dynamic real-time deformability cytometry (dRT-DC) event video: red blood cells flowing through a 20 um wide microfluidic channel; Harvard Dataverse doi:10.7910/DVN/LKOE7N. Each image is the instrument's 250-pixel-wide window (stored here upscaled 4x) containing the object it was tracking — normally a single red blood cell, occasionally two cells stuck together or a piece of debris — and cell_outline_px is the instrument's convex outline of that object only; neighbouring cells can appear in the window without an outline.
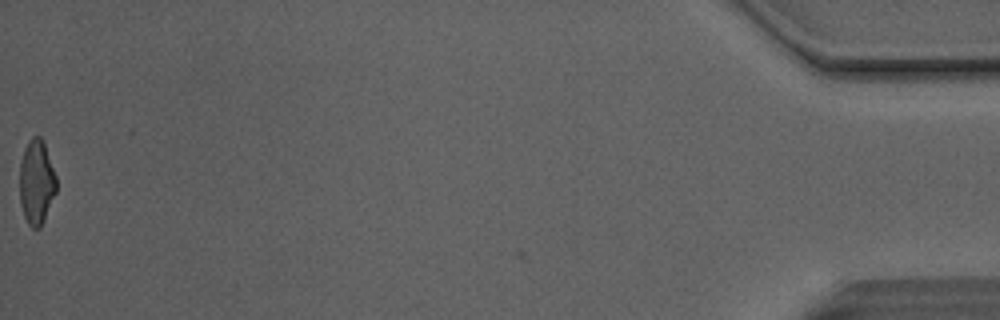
{"species": "Egyptian fruit bat (a non-hibernating species)", "species_latin": "Rousettus aegyptiacus", "temperature_condition": "room temperature", "stored_images_in_passage": 49, "camera_frame_rate_fps": 3000, "um_per_image_px": 0.085, "animal": {"sex": "male"}, "frame": {"image": 1, "passage_image": 49, "time_ms": 16.0, "image_size_px": [1000, 320], "cell_outline_px": [[56, 192], [44, 220], [40, 228], [32, 228], [28, 224], [24, 216], [20, 204], [20, 160], [24, 148], [28, 140], [32, 136], [40, 136], [44, 140], [56, 176]], "centroid_in_image_um": [3.1, 15.45], "position_along_channel_um": 432.1, "area_um2": 18.32}, "authors_computed_cell_mechanics": {"area_um2": 19.3052, "velocity_mm_per_s": 4.1483, "shape_relaxation_time_tau1_ms": 7.9528, "shape_relaxation_time_tau2_ms": 2.0284, "deformation_change_tau1": 0.2239, "deformation_change_tau2": 0.12}}